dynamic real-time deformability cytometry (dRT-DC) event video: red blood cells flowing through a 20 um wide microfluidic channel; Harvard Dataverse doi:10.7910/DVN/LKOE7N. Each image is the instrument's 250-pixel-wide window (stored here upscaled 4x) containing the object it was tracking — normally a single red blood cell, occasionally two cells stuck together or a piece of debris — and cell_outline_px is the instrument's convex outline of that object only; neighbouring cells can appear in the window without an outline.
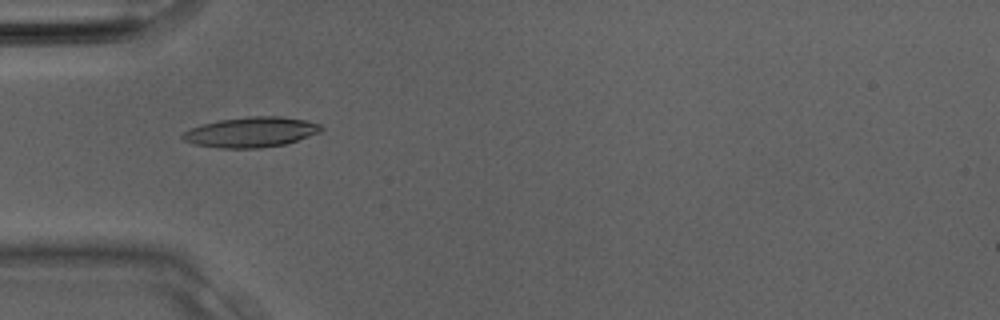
{"species": "Egyptian fruit bat (a non-hibernating species)", "species_latin": "Rousettus aegyptiacus", "temperature_condition": "room temperature", "stored_images_in_passage": 32, "camera_frame_rate_fps": 3000, "um_per_image_px": 0.085, "animal": {"sex": "male"}, "frame": {"image": 1, "passage_image": 10, "time_ms": 3.0, "image_size_px": [1000, 320], "cell_outline_px": [[324, 128], [320, 132], [284, 144], [260, 148], [220, 148], [192, 144], [184, 140], [180, 136], [184, 132], [192, 128], [204, 124], [220, 120], [248, 116], [280, 116], [308, 120], [320, 124]], "centroid_in_image_um": [21.35, 11.23], "position_along_channel_um": 63.6, "area_um2": 24.28}}
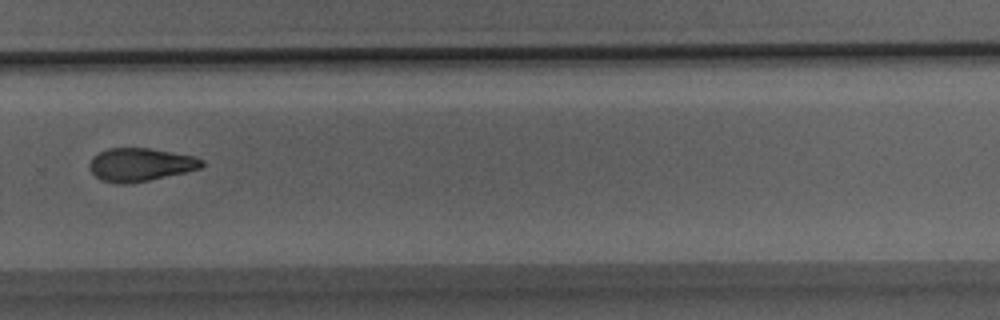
{"frame": {"image": 2, "passage_image": 22, "time_ms": 7.0, "image_size_px": [1000, 320], "cell_outline_px": [[204, 164], [200, 168], [184, 172], [148, 180], [124, 184], [116, 184], [100, 180], [88, 168], [88, 164], [92, 156], [108, 148], [148, 148], [172, 152], [192, 156], [204, 160]], "centroid_in_image_um": [11.87, 13.99], "position_along_channel_um": 317.9, "area_um2": 21.62}}
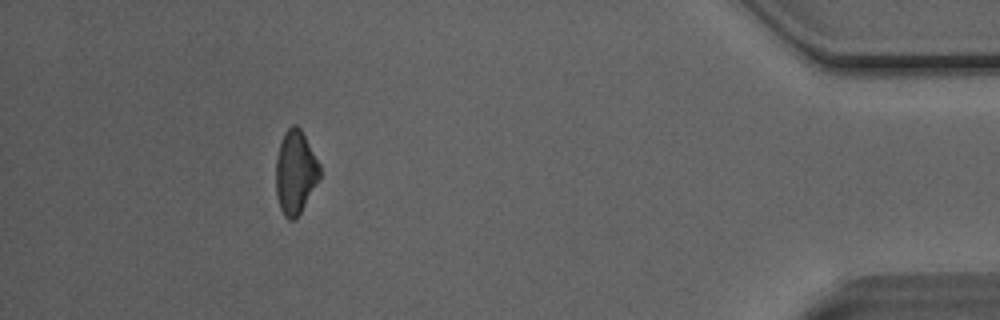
{"frame": {"image": 3, "passage_image": 29, "time_ms": 9.333, "image_size_px": [1000, 320], "cell_outline_px": [[320, 180], [300, 212], [292, 220], [288, 220], [284, 216], [280, 208], [276, 192], [276, 160], [280, 140], [284, 132], [292, 124], [296, 124], [300, 128], [320, 164]], "centroid_in_image_um": [25.11, 14.62], "position_along_channel_um": 410.1, "area_um2": 21.39}}